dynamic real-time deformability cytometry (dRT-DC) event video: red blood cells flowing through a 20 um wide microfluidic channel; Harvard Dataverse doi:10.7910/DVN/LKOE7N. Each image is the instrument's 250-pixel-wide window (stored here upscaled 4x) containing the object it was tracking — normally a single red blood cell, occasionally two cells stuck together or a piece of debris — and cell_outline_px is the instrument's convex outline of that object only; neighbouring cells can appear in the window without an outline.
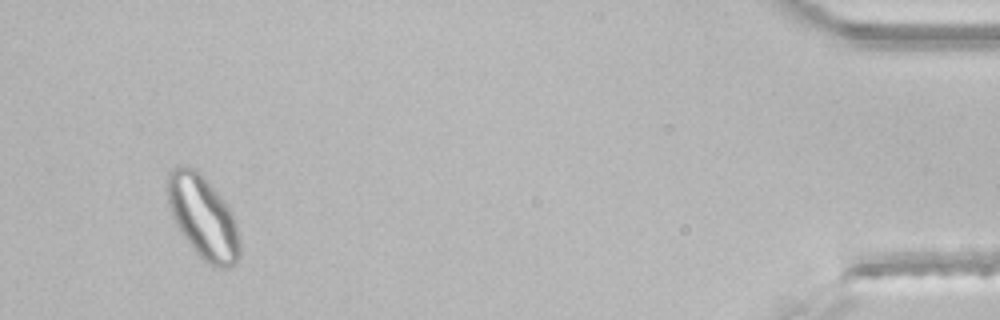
{"species": "common noctule bat (a hibernating species)", "species_latin": "Nyctalus noctula", "temperature_condition": "room temperature", "stored_images_in_passage": 46, "segment_of_instrument_passage": [2, 2], "camera_frame_rate_fps": 3000, "um_per_image_px": 0.085, "animal": {"sex": "male", "body_mass_g": 21.5, "forearm_length_mm": 52.0}, "frame": {"image": 1, "passage_image": 44, "time_ms": 14.333, "image_size_px": [1000, 320], "cell_outline_px": [[240, 256], [236, 264], [228, 268], [212, 268], [192, 248], [180, 232], [172, 216], [168, 204], [168, 172], [172, 168], [180, 164], [188, 164], [196, 168], [204, 176], [224, 200], [232, 212], [236, 224], [240, 240]], "centroid_in_image_um": [17.27, 18.45], "position_along_channel_um": 417.9, "area_um2": 35.37}}